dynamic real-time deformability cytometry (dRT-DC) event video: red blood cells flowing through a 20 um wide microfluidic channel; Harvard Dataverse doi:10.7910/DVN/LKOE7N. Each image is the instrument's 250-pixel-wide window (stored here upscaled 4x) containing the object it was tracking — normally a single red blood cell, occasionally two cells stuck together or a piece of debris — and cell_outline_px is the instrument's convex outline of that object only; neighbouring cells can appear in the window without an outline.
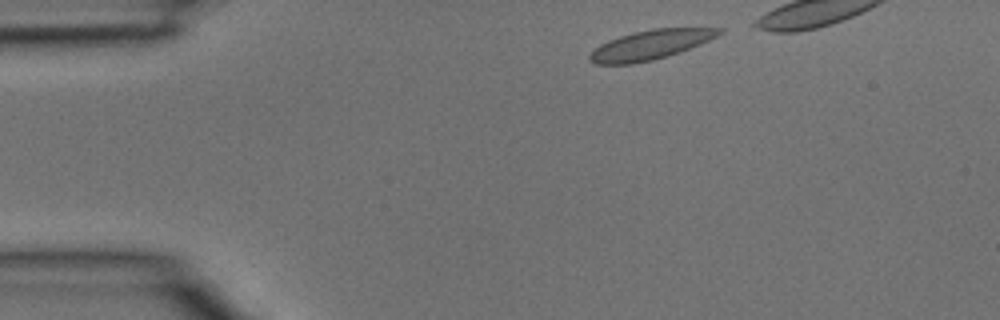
{"species": "common noctule bat (a hibernating species)", "species_latin": "Nyctalus noctula", "temperature_condition": "room temperature", "stored_images_in_passage": 3, "camera_frame_rate_fps": 3000, "um_per_image_px": 0.085, "animal": {"sex": "male", "body_mass_g": 15.6}, "frame": {"image": 1, "passage_image": 1, "time_ms": 0.0, "image_size_px": [1000, 320], "cell_outline_px": [[724, 32], [700, 44], [680, 52], [668, 56], [652, 60], [632, 64], [596, 64], [588, 60], [588, 56], [600, 44], [608, 40], [620, 36], [652, 28], [724, 28]], "centroid_in_image_um": [55.28, 3.81], "position_along_channel_um": 29.7, "area_um2": 22.08}}